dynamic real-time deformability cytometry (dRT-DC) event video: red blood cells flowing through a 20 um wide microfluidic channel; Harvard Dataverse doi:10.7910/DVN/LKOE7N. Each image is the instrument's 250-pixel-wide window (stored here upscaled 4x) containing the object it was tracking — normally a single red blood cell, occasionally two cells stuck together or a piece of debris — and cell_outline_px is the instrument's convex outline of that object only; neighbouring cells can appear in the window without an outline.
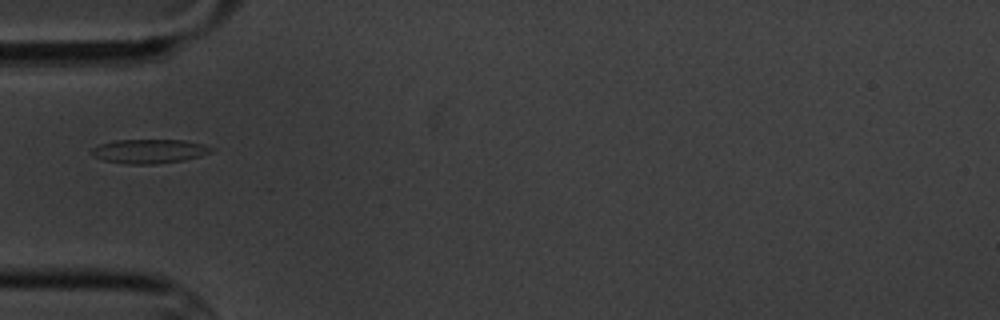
{"species": "common noctule bat (a hibernating species)", "species_latin": "Nyctalus noctula", "temperature_condition": "cold", "stored_images_in_passage": 3, "camera_frame_rate_fps": 3000, "um_per_image_px": 0.085, "animal": {"sex": "male", "body_mass_g": 20.1, "forearm_length_mm": 53.5}, "frame": {"image": 1, "passage_image": 1, "time_ms": 0.0, "image_size_px": [1000, 320], "cell_outline_px": [[216, 148], [212, 152], [200, 156], [184, 160], [156, 164], [124, 164], [104, 160], [92, 156], [88, 152], [92, 148], [100, 144], [116, 140], [184, 140], [204, 144]], "centroid_in_image_um": [12.69, 12.86], "position_along_channel_um": 72.3, "area_um2": 17.05}}
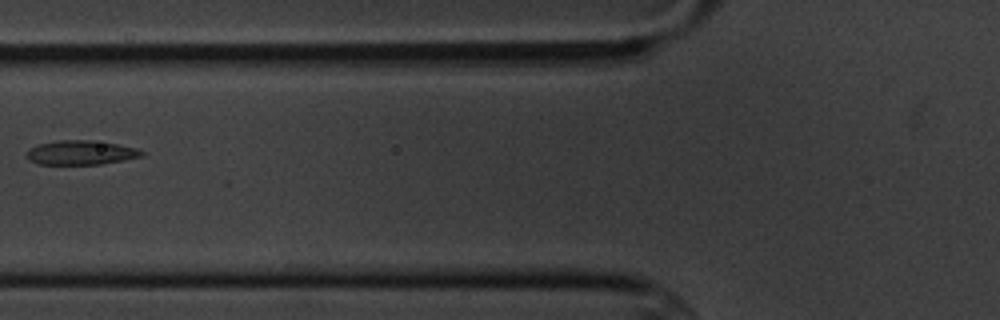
{"frame": {"image": 2, "passage_image": 2, "time_ms": 1.333, "image_size_px": [1000, 320], "cell_outline_px": [[144, 156], [124, 160], [100, 164], [40, 164], [28, 160], [24, 156], [24, 152], [28, 148], [40, 144], [60, 140], [92, 140], [116, 144], [136, 148], [144, 152]], "centroid_in_image_um": [6.83, 12.97], "position_along_channel_um": 119.0, "area_um2": 16.36}}
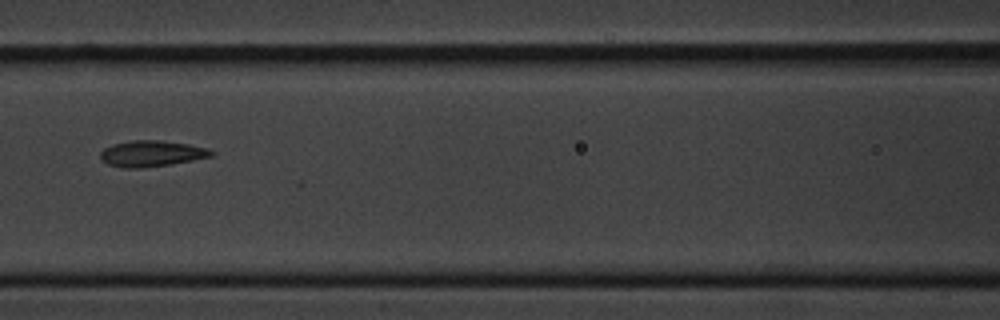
{"frame": {"image": 3, "passage_image": 3, "time_ms": 2.333, "image_size_px": [1000, 320], "cell_outline_px": [[216, 152], [212, 156], [192, 160], [168, 164], [140, 168], [124, 168], [108, 164], [100, 160], [100, 152], [104, 148], [112, 144], [132, 140], [160, 140], [188, 144], [208, 148]], "centroid_in_image_um": [12.86, 13.04], "position_along_channel_um": 153.7, "area_um2": 16.82}}